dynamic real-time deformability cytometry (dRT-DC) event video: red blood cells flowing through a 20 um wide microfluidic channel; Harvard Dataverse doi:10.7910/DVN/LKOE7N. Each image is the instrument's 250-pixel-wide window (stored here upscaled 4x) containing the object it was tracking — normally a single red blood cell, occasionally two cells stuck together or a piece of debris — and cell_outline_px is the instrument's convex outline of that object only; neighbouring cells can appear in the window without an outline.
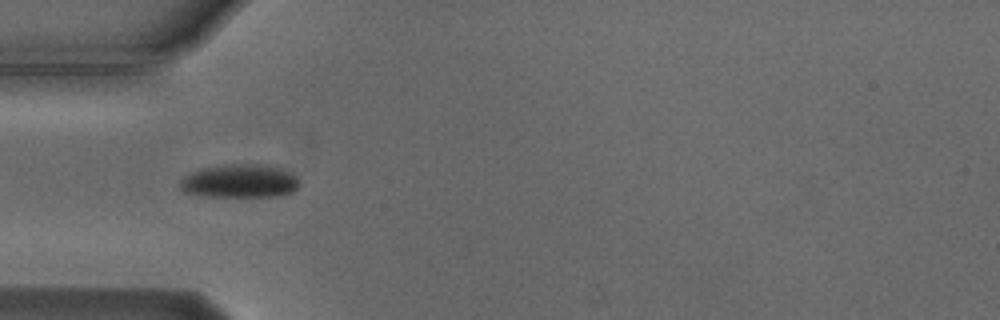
{"species": "Egyptian fruit bat (a non-hibernating species)", "species_latin": "Rousettus aegyptiacus", "temperature_condition": "cold", "stored_images_in_passage": 8, "camera_frame_rate_fps": 3000, "um_per_image_px": 0.085, "animal": {"sex": "male"}, "frame": {"image": 1, "passage_image": 4, "time_ms": 3.667, "image_size_px": [1000, 320], "cell_outline_px": [[300, 184], [292, 192], [280, 196], [204, 196], [184, 192], [180, 188], [180, 180], [184, 176], [200, 168], [224, 164], [252, 164], [280, 168], [296, 176]], "centroid_in_image_um": [20.35, 15.39], "position_along_channel_um": 64.7, "area_um2": 23.18}}
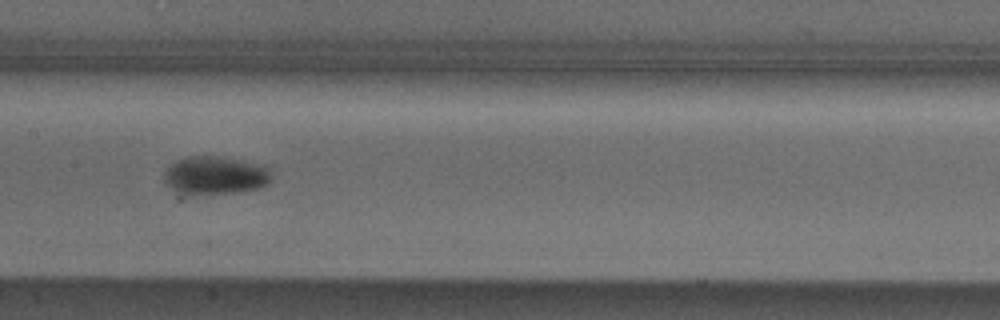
{"frame": {"image": 2, "passage_image": 7, "time_ms": 7.0, "image_size_px": [1000, 320], "cell_outline_px": [[272, 180], [268, 184], [260, 188], [240, 192], [192, 196], [188, 196], [164, 184], [164, 168], [168, 164], [176, 160], [188, 156], [216, 156], [264, 164], [268, 168]], "centroid_in_image_um": [18.26, 14.92], "position_along_channel_um": 189.1, "area_um2": 24.62}}
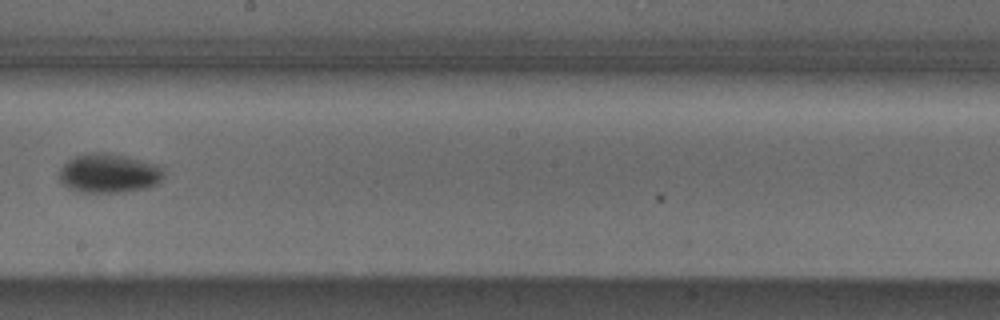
{"frame": {"image": 3, "passage_image": 8, "time_ms": 8.333, "image_size_px": [1000, 320], "cell_outline_px": [[164, 176], [156, 184], [148, 188], [120, 192], [80, 192], [68, 188], [60, 180], [60, 172], [64, 164], [68, 160], [76, 156], [96, 152], [108, 152], [156, 164], [164, 168]], "centroid_in_image_um": [9.28, 14.73], "position_along_channel_um": 238.9, "area_um2": 23.7}}